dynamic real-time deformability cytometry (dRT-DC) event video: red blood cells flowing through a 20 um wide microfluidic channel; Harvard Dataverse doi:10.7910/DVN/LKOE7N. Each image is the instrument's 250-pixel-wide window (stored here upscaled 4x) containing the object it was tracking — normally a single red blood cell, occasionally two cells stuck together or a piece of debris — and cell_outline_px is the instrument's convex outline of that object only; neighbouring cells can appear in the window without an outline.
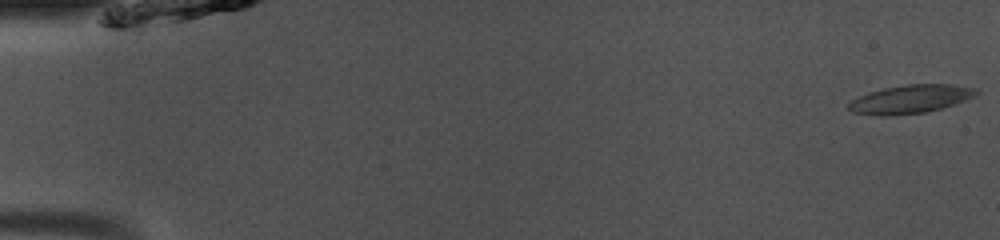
{"species": "common noctule bat (a hibernating species)", "species_latin": "Nyctalus noctula", "temperature_condition": "room temperature", "stored_images_in_passage": 49, "camera_frame_rate_fps": 3000, "um_per_image_px": 0.085, "animal": {"sex": "male", "body_mass_g": 13.0, "forearm_length_mm": 53.1}, "frame": {"image": 1, "passage_image": 1, "time_ms": 0.0, "image_size_px": [1000, 240], "cell_outline_px": [[980, 92], [964, 100], [940, 108], [924, 112], [892, 116], [888, 116], [852, 112], [848, 108], [848, 104], [852, 100], [868, 92], [884, 88], [908, 84], [956, 84], [976, 88]], "centroid_in_image_um": [77.38, 8.41], "position_along_channel_um": 7.6, "area_um2": 20.87}}
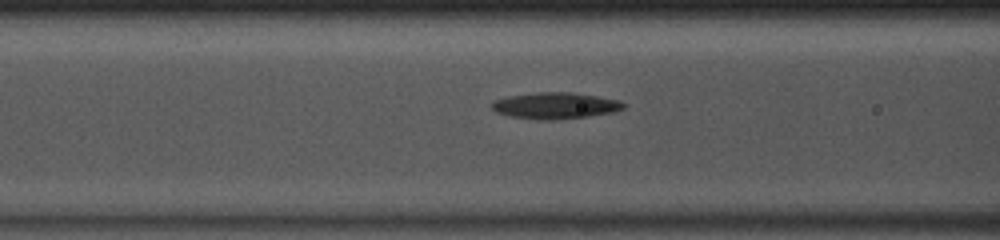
{"frame": {"image": 2, "passage_image": 20, "time_ms": 6.333, "image_size_px": [1000, 240], "cell_outline_px": [[628, 104], [624, 108], [612, 112], [588, 116], [552, 120], [536, 120], [508, 116], [496, 112], [492, 108], [492, 100], [508, 96], [540, 92], [568, 92], [596, 96], [620, 100]], "centroid_in_image_um": [47.18, 8.98], "position_along_channel_um": 119.4, "area_um2": 20.29}}
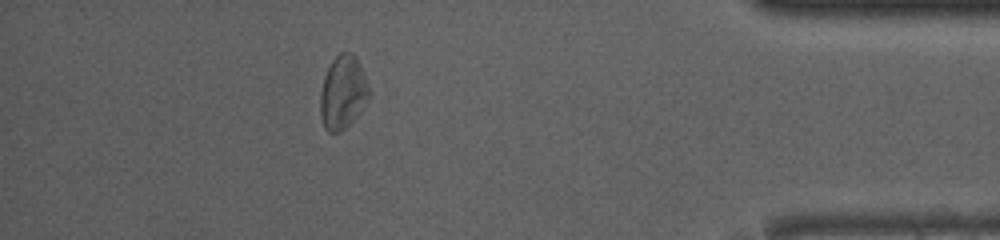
{"frame": {"image": 3, "passage_image": 44, "time_ms": 14.333, "image_size_px": [1000, 240], "cell_outline_px": [[372, 92], [352, 120], [340, 132], [328, 132], [324, 128], [320, 116], [320, 92], [324, 76], [332, 60], [340, 52], [352, 52], [356, 56], [360, 64]], "centroid_in_image_um": [29.13, 7.82], "position_along_channel_um": 406.1, "area_um2": 20.81}, "authors_computed_cell_mechanics": {"area_um2": 19.9988, "velocity_mm_per_s": 4.074, "shape_relaxation_time_tau1_ms": 2.3893, "shape_relaxation_time_tau2_ms": 5.1656, "deformation_change_tau1": 0.092, "deformation_change_tau2": 0.1682}}